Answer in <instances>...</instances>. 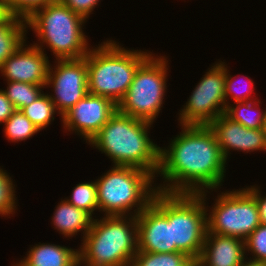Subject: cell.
Here are the masks:
<instances>
[{"instance_id": "1", "label": "cell", "mask_w": 266, "mask_h": 266, "mask_svg": "<svg viewBox=\"0 0 266 266\" xmlns=\"http://www.w3.org/2000/svg\"><path fill=\"white\" fill-rule=\"evenodd\" d=\"M178 125L181 132L160 147L157 191L198 194L222 189L229 162L209 125ZM180 126V127H179Z\"/></svg>"}, {"instance_id": "2", "label": "cell", "mask_w": 266, "mask_h": 266, "mask_svg": "<svg viewBox=\"0 0 266 266\" xmlns=\"http://www.w3.org/2000/svg\"><path fill=\"white\" fill-rule=\"evenodd\" d=\"M152 128L153 123L117 110L87 145L108 157L112 165L139 168L156 178L161 146L152 139Z\"/></svg>"}, {"instance_id": "3", "label": "cell", "mask_w": 266, "mask_h": 266, "mask_svg": "<svg viewBox=\"0 0 266 266\" xmlns=\"http://www.w3.org/2000/svg\"><path fill=\"white\" fill-rule=\"evenodd\" d=\"M87 20L74 13L61 0H54L35 10L27 19V31H33L35 47L46 55L50 50L52 60L80 59L92 47L84 30Z\"/></svg>"}, {"instance_id": "4", "label": "cell", "mask_w": 266, "mask_h": 266, "mask_svg": "<svg viewBox=\"0 0 266 266\" xmlns=\"http://www.w3.org/2000/svg\"><path fill=\"white\" fill-rule=\"evenodd\" d=\"M99 43L87 53L88 93L109 98L118 105L138 67L153 50L125 48L112 38Z\"/></svg>"}, {"instance_id": "5", "label": "cell", "mask_w": 266, "mask_h": 266, "mask_svg": "<svg viewBox=\"0 0 266 266\" xmlns=\"http://www.w3.org/2000/svg\"><path fill=\"white\" fill-rule=\"evenodd\" d=\"M99 217V218H98ZM78 247L81 266H131L138 251L136 216H98Z\"/></svg>"}, {"instance_id": "6", "label": "cell", "mask_w": 266, "mask_h": 266, "mask_svg": "<svg viewBox=\"0 0 266 266\" xmlns=\"http://www.w3.org/2000/svg\"><path fill=\"white\" fill-rule=\"evenodd\" d=\"M95 182L99 216H137L157 192L149 172L130 166L112 165Z\"/></svg>"}, {"instance_id": "7", "label": "cell", "mask_w": 266, "mask_h": 266, "mask_svg": "<svg viewBox=\"0 0 266 266\" xmlns=\"http://www.w3.org/2000/svg\"><path fill=\"white\" fill-rule=\"evenodd\" d=\"M151 203L171 223L172 244L196 262L207 233V214L202 197L157 191Z\"/></svg>"}, {"instance_id": "8", "label": "cell", "mask_w": 266, "mask_h": 266, "mask_svg": "<svg viewBox=\"0 0 266 266\" xmlns=\"http://www.w3.org/2000/svg\"><path fill=\"white\" fill-rule=\"evenodd\" d=\"M169 59L165 53L153 52L138 67L127 93L117 105L120 113L155 124L166 102Z\"/></svg>"}, {"instance_id": "9", "label": "cell", "mask_w": 266, "mask_h": 266, "mask_svg": "<svg viewBox=\"0 0 266 266\" xmlns=\"http://www.w3.org/2000/svg\"><path fill=\"white\" fill-rule=\"evenodd\" d=\"M218 190L198 193L206 208L207 232L245 240L261 224L254 196L245 187ZM213 191L219 193L213 196L210 207L208 201Z\"/></svg>"}, {"instance_id": "10", "label": "cell", "mask_w": 266, "mask_h": 266, "mask_svg": "<svg viewBox=\"0 0 266 266\" xmlns=\"http://www.w3.org/2000/svg\"><path fill=\"white\" fill-rule=\"evenodd\" d=\"M217 60L206 69L186 103L180 107L176 116L179 125H209L225 113L226 61Z\"/></svg>"}, {"instance_id": "11", "label": "cell", "mask_w": 266, "mask_h": 266, "mask_svg": "<svg viewBox=\"0 0 266 266\" xmlns=\"http://www.w3.org/2000/svg\"><path fill=\"white\" fill-rule=\"evenodd\" d=\"M51 62L45 89L52 91L48 95L62 117L88 94L87 55L80 59Z\"/></svg>"}, {"instance_id": "12", "label": "cell", "mask_w": 266, "mask_h": 266, "mask_svg": "<svg viewBox=\"0 0 266 266\" xmlns=\"http://www.w3.org/2000/svg\"><path fill=\"white\" fill-rule=\"evenodd\" d=\"M116 111L111 99L88 93L62 116V131L88 144Z\"/></svg>"}, {"instance_id": "13", "label": "cell", "mask_w": 266, "mask_h": 266, "mask_svg": "<svg viewBox=\"0 0 266 266\" xmlns=\"http://www.w3.org/2000/svg\"><path fill=\"white\" fill-rule=\"evenodd\" d=\"M209 127L213 130L224 159L230 161L233 151L251 154L266 153V132L264 128L249 129L233 121L225 113L213 120ZM231 151V152H230Z\"/></svg>"}, {"instance_id": "14", "label": "cell", "mask_w": 266, "mask_h": 266, "mask_svg": "<svg viewBox=\"0 0 266 266\" xmlns=\"http://www.w3.org/2000/svg\"><path fill=\"white\" fill-rule=\"evenodd\" d=\"M27 41L0 66V77L3 81L46 85L51 61L41 49Z\"/></svg>"}, {"instance_id": "15", "label": "cell", "mask_w": 266, "mask_h": 266, "mask_svg": "<svg viewBox=\"0 0 266 266\" xmlns=\"http://www.w3.org/2000/svg\"><path fill=\"white\" fill-rule=\"evenodd\" d=\"M138 251L152 253L179 252L172 244L171 223L150 203L137 216Z\"/></svg>"}, {"instance_id": "16", "label": "cell", "mask_w": 266, "mask_h": 266, "mask_svg": "<svg viewBox=\"0 0 266 266\" xmlns=\"http://www.w3.org/2000/svg\"><path fill=\"white\" fill-rule=\"evenodd\" d=\"M246 260L245 241L207 232L196 266H241Z\"/></svg>"}, {"instance_id": "17", "label": "cell", "mask_w": 266, "mask_h": 266, "mask_svg": "<svg viewBox=\"0 0 266 266\" xmlns=\"http://www.w3.org/2000/svg\"><path fill=\"white\" fill-rule=\"evenodd\" d=\"M57 204L50 218L53 229L67 240H72L73 237L76 239L77 235H81L82 242L90 231L94 218L85 210L71 205L65 198H61Z\"/></svg>"}, {"instance_id": "18", "label": "cell", "mask_w": 266, "mask_h": 266, "mask_svg": "<svg viewBox=\"0 0 266 266\" xmlns=\"http://www.w3.org/2000/svg\"><path fill=\"white\" fill-rule=\"evenodd\" d=\"M18 259L21 266H74L79 261L78 248L49 242H36Z\"/></svg>"}, {"instance_id": "19", "label": "cell", "mask_w": 266, "mask_h": 266, "mask_svg": "<svg viewBox=\"0 0 266 266\" xmlns=\"http://www.w3.org/2000/svg\"><path fill=\"white\" fill-rule=\"evenodd\" d=\"M26 19L7 14L0 21V66L28 40Z\"/></svg>"}, {"instance_id": "20", "label": "cell", "mask_w": 266, "mask_h": 266, "mask_svg": "<svg viewBox=\"0 0 266 266\" xmlns=\"http://www.w3.org/2000/svg\"><path fill=\"white\" fill-rule=\"evenodd\" d=\"M260 99L253 101L235 102L226 107L225 114L249 129L265 127L266 107L263 109Z\"/></svg>"}, {"instance_id": "21", "label": "cell", "mask_w": 266, "mask_h": 266, "mask_svg": "<svg viewBox=\"0 0 266 266\" xmlns=\"http://www.w3.org/2000/svg\"><path fill=\"white\" fill-rule=\"evenodd\" d=\"M228 65L229 64H227L226 62V81H225L226 107L232 104V102L235 103L242 101H253L258 99V96H256L255 92L257 88L255 87L254 79H252L248 75L245 76L239 74H237V76L232 75L229 69L230 67ZM253 93L255 95H253Z\"/></svg>"}, {"instance_id": "22", "label": "cell", "mask_w": 266, "mask_h": 266, "mask_svg": "<svg viewBox=\"0 0 266 266\" xmlns=\"http://www.w3.org/2000/svg\"><path fill=\"white\" fill-rule=\"evenodd\" d=\"M21 111L40 131L45 130L47 127L49 128V125H52V122L55 121V116H58L60 121H62V117L57 112L53 101L48 95V91L43 92L34 102L25 106Z\"/></svg>"}, {"instance_id": "23", "label": "cell", "mask_w": 266, "mask_h": 266, "mask_svg": "<svg viewBox=\"0 0 266 266\" xmlns=\"http://www.w3.org/2000/svg\"><path fill=\"white\" fill-rule=\"evenodd\" d=\"M4 137L10 143L25 142L41 132L21 110L14 113L3 123Z\"/></svg>"}, {"instance_id": "24", "label": "cell", "mask_w": 266, "mask_h": 266, "mask_svg": "<svg viewBox=\"0 0 266 266\" xmlns=\"http://www.w3.org/2000/svg\"><path fill=\"white\" fill-rule=\"evenodd\" d=\"M131 266H196V263L183 252L152 253L137 251Z\"/></svg>"}, {"instance_id": "25", "label": "cell", "mask_w": 266, "mask_h": 266, "mask_svg": "<svg viewBox=\"0 0 266 266\" xmlns=\"http://www.w3.org/2000/svg\"><path fill=\"white\" fill-rule=\"evenodd\" d=\"M4 82L6 87L2 90L17 110H22L25 106L34 102L44 92L46 86L17 81Z\"/></svg>"}, {"instance_id": "26", "label": "cell", "mask_w": 266, "mask_h": 266, "mask_svg": "<svg viewBox=\"0 0 266 266\" xmlns=\"http://www.w3.org/2000/svg\"><path fill=\"white\" fill-rule=\"evenodd\" d=\"M64 198L76 208L85 210L88 212L93 218H96L95 212H99V205L97 201V185L95 180H91L88 182L84 181L73 187L70 196Z\"/></svg>"}, {"instance_id": "27", "label": "cell", "mask_w": 266, "mask_h": 266, "mask_svg": "<svg viewBox=\"0 0 266 266\" xmlns=\"http://www.w3.org/2000/svg\"><path fill=\"white\" fill-rule=\"evenodd\" d=\"M3 167L0 166V217L7 219L14 217L17 213L19 200L16 197L17 185L14 176Z\"/></svg>"}, {"instance_id": "28", "label": "cell", "mask_w": 266, "mask_h": 266, "mask_svg": "<svg viewBox=\"0 0 266 266\" xmlns=\"http://www.w3.org/2000/svg\"><path fill=\"white\" fill-rule=\"evenodd\" d=\"M246 259L266 263V224H260L245 240Z\"/></svg>"}, {"instance_id": "29", "label": "cell", "mask_w": 266, "mask_h": 266, "mask_svg": "<svg viewBox=\"0 0 266 266\" xmlns=\"http://www.w3.org/2000/svg\"><path fill=\"white\" fill-rule=\"evenodd\" d=\"M54 0H10L5 9L7 14L27 19L35 10Z\"/></svg>"}, {"instance_id": "30", "label": "cell", "mask_w": 266, "mask_h": 266, "mask_svg": "<svg viewBox=\"0 0 266 266\" xmlns=\"http://www.w3.org/2000/svg\"><path fill=\"white\" fill-rule=\"evenodd\" d=\"M74 13L79 14L87 21L91 14H94L95 8H98L101 0H61ZM98 6V7H97Z\"/></svg>"}, {"instance_id": "31", "label": "cell", "mask_w": 266, "mask_h": 266, "mask_svg": "<svg viewBox=\"0 0 266 266\" xmlns=\"http://www.w3.org/2000/svg\"><path fill=\"white\" fill-rule=\"evenodd\" d=\"M255 198L256 204L258 206V212L260 217V222L266 224V194L261 190V186L258 184L244 186ZM264 193V194H263Z\"/></svg>"}, {"instance_id": "32", "label": "cell", "mask_w": 266, "mask_h": 266, "mask_svg": "<svg viewBox=\"0 0 266 266\" xmlns=\"http://www.w3.org/2000/svg\"><path fill=\"white\" fill-rule=\"evenodd\" d=\"M13 104L0 88V124L2 125L15 111Z\"/></svg>"}, {"instance_id": "33", "label": "cell", "mask_w": 266, "mask_h": 266, "mask_svg": "<svg viewBox=\"0 0 266 266\" xmlns=\"http://www.w3.org/2000/svg\"><path fill=\"white\" fill-rule=\"evenodd\" d=\"M241 266H266V263H261V262H256V261H251L246 259Z\"/></svg>"}, {"instance_id": "34", "label": "cell", "mask_w": 266, "mask_h": 266, "mask_svg": "<svg viewBox=\"0 0 266 266\" xmlns=\"http://www.w3.org/2000/svg\"><path fill=\"white\" fill-rule=\"evenodd\" d=\"M7 15L5 6L0 3V21Z\"/></svg>"}, {"instance_id": "35", "label": "cell", "mask_w": 266, "mask_h": 266, "mask_svg": "<svg viewBox=\"0 0 266 266\" xmlns=\"http://www.w3.org/2000/svg\"><path fill=\"white\" fill-rule=\"evenodd\" d=\"M10 265L11 266H21L20 263H18V261H15V260H13V262Z\"/></svg>"}, {"instance_id": "36", "label": "cell", "mask_w": 266, "mask_h": 266, "mask_svg": "<svg viewBox=\"0 0 266 266\" xmlns=\"http://www.w3.org/2000/svg\"><path fill=\"white\" fill-rule=\"evenodd\" d=\"M10 0H0V3L3 4L4 6L9 2Z\"/></svg>"}, {"instance_id": "37", "label": "cell", "mask_w": 266, "mask_h": 266, "mask_svg": "<svg viewBox=\"0 0 266 266\" xmlns=\"http://www.w3.org/2000/svg\"><path fill=\"white\" fill-rule=\"evenodd\" d=\"M74 266H81V265L79 264V261H78Z\"/></svg>"}, {"instance_id": "38", "label": "cell", "mask_w": 266, "mask_h": 266, "mask_svg": "<svg viewBox=\"0 0 266 266\" xmlns=\"http://www.w3.org/2000/svg\"><path fill=\"white\" fill-rule=\"evenodd\" d=\"M264 129H265V132H266V118H265V127H264Z\"/></svg>"}]
</instances>
